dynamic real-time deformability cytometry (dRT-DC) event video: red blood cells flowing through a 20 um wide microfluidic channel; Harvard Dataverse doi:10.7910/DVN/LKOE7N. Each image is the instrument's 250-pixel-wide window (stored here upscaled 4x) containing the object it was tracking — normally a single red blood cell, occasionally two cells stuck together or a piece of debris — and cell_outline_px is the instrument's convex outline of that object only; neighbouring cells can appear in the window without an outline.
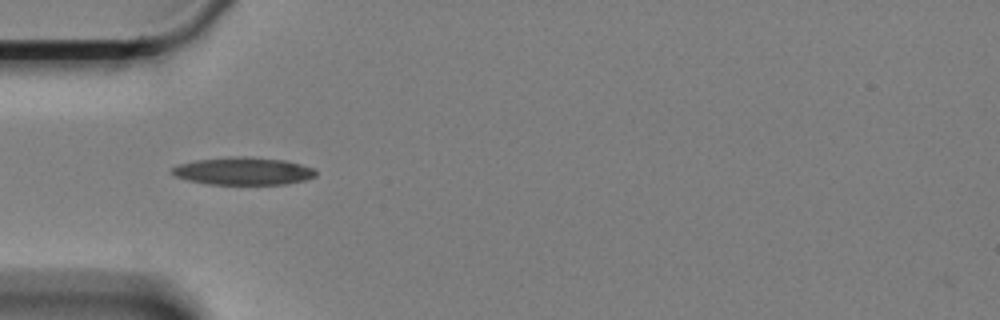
{"species": "Egyptian fruit bat (a non-hibernating species)", "species_latin": "Rousettus aegyptiacus", "temperature_condition": "cold", "stored_images_in_passage": 42, "camera_frame_rate_fps": 3000, "um_per_image_px": 0.085, "animal": {"sex": "female"}, "frame": {"image": 1, "passage_image": 1, "time_ms": 0.0, "image_size_px": [1000, 320], "cell_outline_px": [[316, 176], [304, 180], [288, 184], [208, 184], [188, 180], [176, 176], [172, 172], [172, 168], [180, 164], [196, 160], [232, 156], [248, 156], [284, 160], [300, 164], [312, 168], [316, 172]], "centroid_in_image_um": [20.69, 14.54], "position_along_channel_um": 64.3, "area_um2": 23.0}}
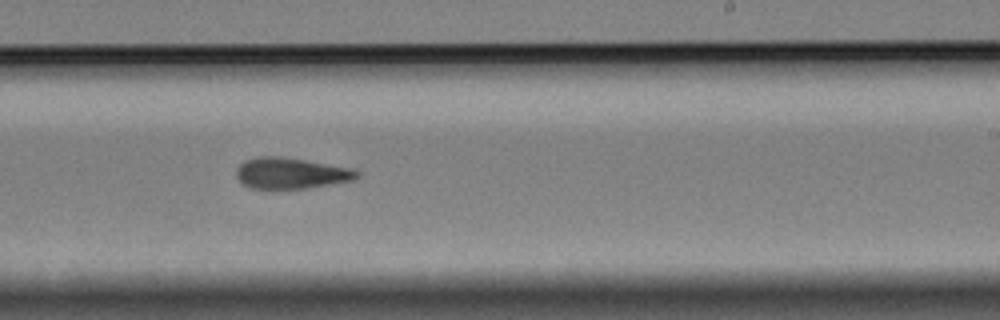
{"frame": {"image": 2, "passage_image": 19, "time_ms": 6.0, "image_size_px": [1000, 320], "cell_outline_px": [[360, 176], [352, 180], [308, 188], [252, 188], [244, 184], [236, 176], [236, 168], [244, 160], [256, 156], [280, 156], [352, 168], [360, 172]], "centroid_in_image_um": [24.72, 14.71], "position_along_channel_um": 264.3, "area_um2": 21.68}}
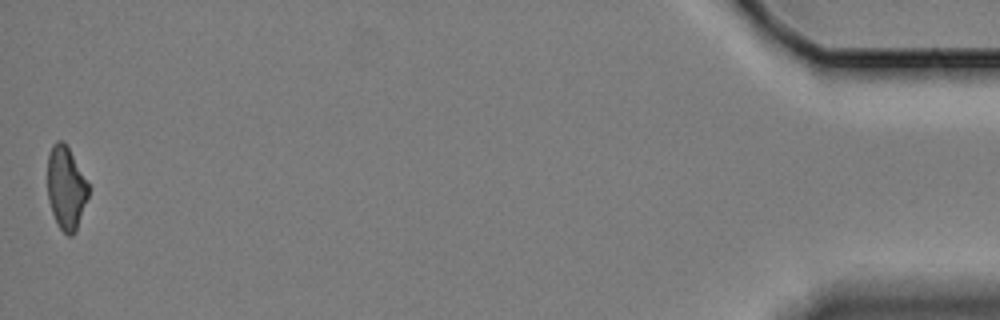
{"frame": {"image": 3, "passage_image": 42, "time_ms": 13.667, "image_size_px": [1000, 320], "cell_outline_px": [[88, 196], [76, 232], [72, 236], [68, 236], [60, 228], [52, 212], [48, 200], [48, 152], [52, 144], [56, 140], [60, 140], [68, 148], [88, 184]], "centroid_in_image_um": [5.6, 15.99], "position_along_channel_um": 429.6, "area_um2": 19.48}, "authors_computed_cell_mechanics": {"area_um2": 21.8484, "velocity_mm_per_s": 3.3435, "shape_relaxation_time_tau1_ms": null, "shape_relaxation_time_tau2_ms": 8.1154, "deformation_change_tau1": null, "deformation_change_tau2": 0.2047}}